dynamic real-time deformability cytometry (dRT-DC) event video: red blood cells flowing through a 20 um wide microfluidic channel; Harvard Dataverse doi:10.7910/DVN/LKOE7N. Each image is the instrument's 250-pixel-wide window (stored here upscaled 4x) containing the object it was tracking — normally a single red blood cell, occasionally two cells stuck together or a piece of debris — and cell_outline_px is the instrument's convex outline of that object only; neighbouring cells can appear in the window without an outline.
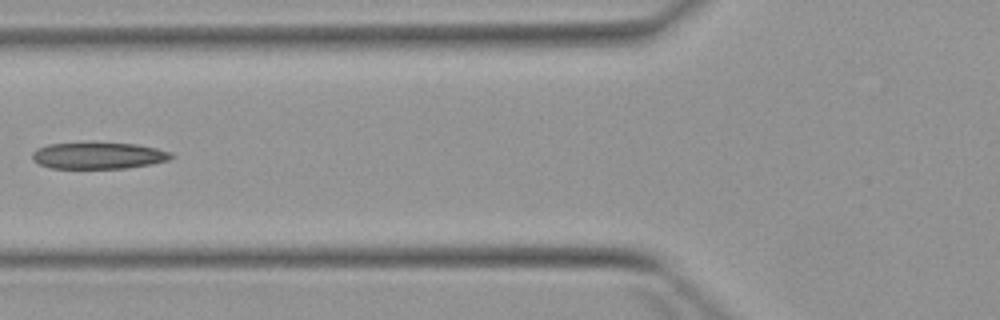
{"species": "Egyptian fruit bat (a non-hibernating species)", "species_latin": "Rousettus aegyptiacus", "temperature_condition": "warm", "stored_images_in_passage": 6, "segment_of_instrument_passage": [2, 2], "camera_frame_rate_fps": 3000, "um_per_image_px": 0.085, "animal": {"sex": "female"}, "frame": {"image": 1, "passage_image": 6, "time_ms": 5.667, "image_size_px": [1000, 320], "cell_outline_px": [[176, 156], [168, 160], [152, 164], [124, 168], [52, 168], [40, 164], [32, 160], [32, 152], [36, 148], [48, 144], [136, 144], [156, 148], [172, 152]], "centroid_in_image_um": [8.39, 13.24], "position_along_channel_um": 117.4, "area_um2": 21.15}}